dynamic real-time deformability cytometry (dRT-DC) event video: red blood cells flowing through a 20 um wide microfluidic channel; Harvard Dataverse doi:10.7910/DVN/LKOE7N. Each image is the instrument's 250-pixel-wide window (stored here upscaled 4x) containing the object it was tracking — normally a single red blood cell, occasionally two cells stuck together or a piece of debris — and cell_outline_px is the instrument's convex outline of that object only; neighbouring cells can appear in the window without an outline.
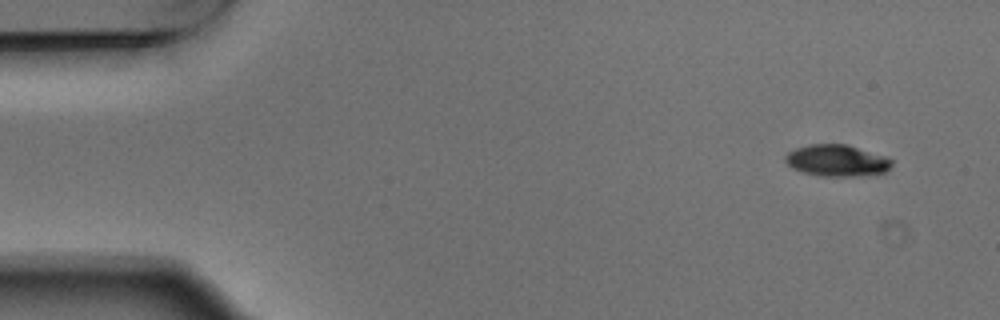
{"species": "Egyptian fruit bat (a non-hibernating species)", "species_latin": "Rousettus aegyptiacus", "temperature_condition": "warm", "stored_images_in_passage": 4, "camera_frame_rate_fps": 3000, "um_per_image_px": 0.085, "animal": {"sex": "male"}, "frame": {"image": 1, "passage_image": 1, "time_ms": 0.0, "image_size_px": [1000, 320], "cell_outline_px": [[892, 164], [884, 172], [860, 176], [820, 176], [804, 172], [792, 168], [784, 160], [784, 156], [788, 152], [796, 148], [808, 144], [848, 144], [888, 156], [892, 160]], "centroid_in_image_um": [71.14, 13.63], "position_along_channel_um": 13.9, "area_um2": 19.77}}
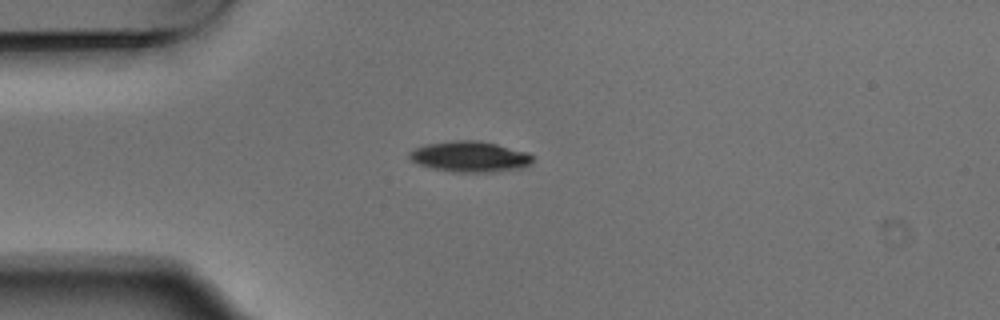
{"frame": {"image": 2, "passage_image": 4, "time_ms": 1.0, "image_size_px": [1000, 320], "cell_outline_px": [[532, 160], [524, 168], [492, 172], [452, 172], [432, 168], [420, 164], [412, 160], [408, 156], [408, 152], [416, 148], [428, 144], [456, 140], [476, 140], [496, 144], [528, 152], [532, 156]], "centroid_in_image_um": [39.95, 13.32], "position_along_channel_um": 45.0, "area_um2": 21.91}}